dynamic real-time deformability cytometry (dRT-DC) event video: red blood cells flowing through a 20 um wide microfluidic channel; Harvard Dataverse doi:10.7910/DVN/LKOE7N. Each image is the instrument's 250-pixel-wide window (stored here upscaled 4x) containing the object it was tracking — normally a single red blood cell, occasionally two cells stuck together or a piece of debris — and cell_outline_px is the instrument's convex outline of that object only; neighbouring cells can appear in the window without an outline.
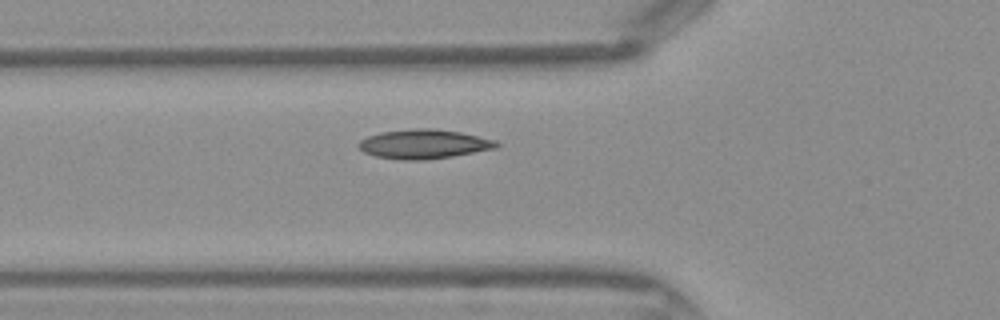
{"species": "Egyptian fruit bat (a non-hibernating species)", "species_latin": "Rousettus aegyptiacus", "temperature_condition": "warm", "stored_images_in_passage": 33, "segment_of_instrument_passage": [1, 2], "camera_frame_rate_fps": 3000, "um_per_image_px": 0.085, "frame": {"image": 1, "passage_image": 4, "time_ms": 1.0, "image_size_px": [1000, 320], "cell_outline_px": [[500, 148], [452, 156], [424, 160], [400, 160], [376, 156], [364, 152], [356, 144], [360, 140], [368, 136], [380, 132], [412, 128], [432, 128], [460, 132], [496, 140], [500, 144]], "centroid_in_image_um": [36.04, 12.24], "position_along_channel_um": 89.8, "area_um2": 23.7}}
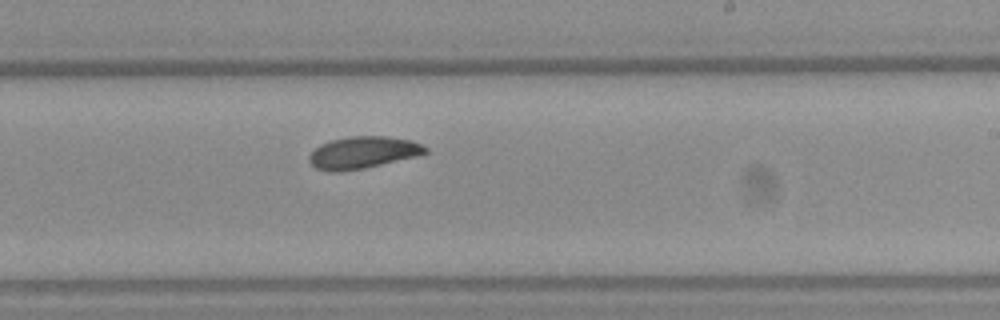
{"frame": {"image": 2, "passage_image": 15, "time_ms": 4.667, "image_size_px": [1000, 320], "cell_outline_px": [[428, 152], [416, 156], [364, 168], [340, 172], [332, 172], [316, 168], [308, 160], [308, 156], [320, 144], [332, 140], [348, 136], [388, 136], [412, 140], [428, 148]], "centroid_in_image_um": [30.84, 12.96], "position_along_channel_um": 258.2, "area_um2": 21.62}}
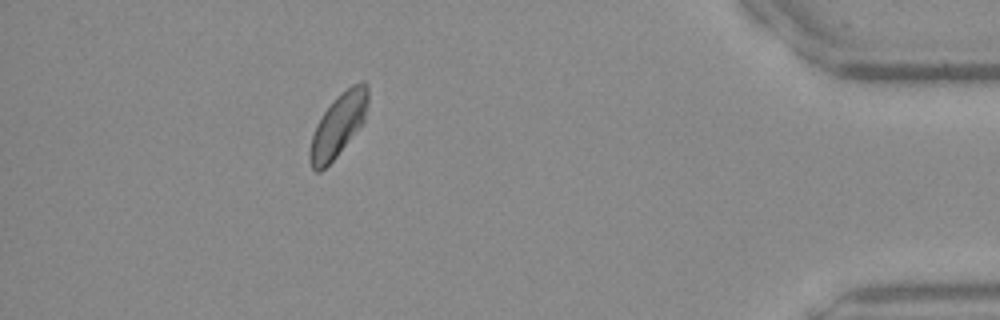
{"frame": {"image": 3, "passage_image": 28, "time_ms": 9.0, "image_size_px": [1000, 320], "cell_outline_px": [[368, 100], [364, 120], [336, 156], [320, 172], [316, 172], [312, 168], [308, 160], [308, 152], [312, 136], [316, 124], [324, 112], [352, 84], [360, 80], [364, 80], [368, 84]], "centroid_in_image_um": [28.74, 10.65], "position_along_channel_um": 406.5, "area_um2": 20.69}}